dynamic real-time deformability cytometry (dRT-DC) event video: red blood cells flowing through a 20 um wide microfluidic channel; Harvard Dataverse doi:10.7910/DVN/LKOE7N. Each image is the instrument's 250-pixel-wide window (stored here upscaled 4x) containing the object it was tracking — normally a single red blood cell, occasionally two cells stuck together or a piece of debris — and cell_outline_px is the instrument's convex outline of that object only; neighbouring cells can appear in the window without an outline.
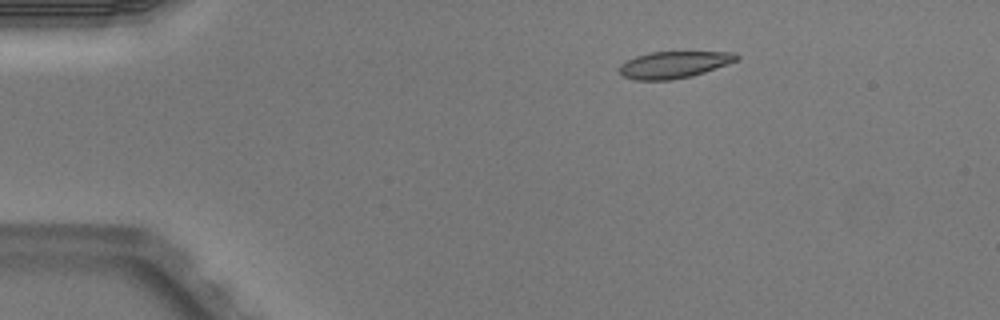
{"species": "Egyptian fruit bat (a non-hibernating species)", "species_latin": "Rousettus aegyptiacus", "temperature_condition": "warm", "stored_images_in_passage": 2, "camera_frame_rate_fps": 3000, "um_per_image_px": 0.085, "animal": {"sex": "male"}, "frame": {"image": 1, "passage_image": 2, "time_ms": 0.333, "image_size_px": [1000, 320], "cell_outline_px": [[740, 60], [692, 76], [672, 80], [636, 80], [624, 76], [620, 72], [620, 64], [636, 56], [652, 52], [736, 52], [740, 56]], "centroid_in_image_um": [57.34, 5.49], "position_along_channel_um": 27.7, "area_um2": 18.26}}